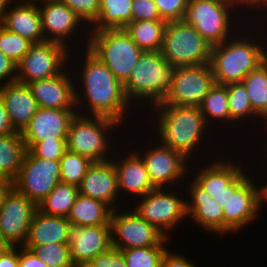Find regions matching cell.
<instances>
[{
	"label": "cell",
	"mask_w": 267,
	"mask_h": 267,
	"mask_svg": "<svg viewBox=\"0 0 267 267\" xmlns=\"http://www.w3.org/2000/svg\"><path fill=\"white\" fill-rule=\"evenodd\" d=\"M59 182V160L35 157L27 150L13 187L38 205Z\"/></svg>",
	"instance_id": "16"
},
{
	"label": "cell",
	"mask_w": 267,
	"mask_h": 267,
	"mask_svg": "<svg viewBox=\"0 0 267 267\" xmlns=\"http://www.w3.org/2000/svg\"><path fill=\"white\" fill-rule=\"evenodd\" d=\"M74 267H94L90 262L87 263H79L74 265Z\"/></svg>",
	"instance_id": "58"
},
{
	"label": "cell",
	"mask_w": 267,
	"mask_h": 267,
	"mask_svg": "<svg viewBox=\"0 0 267 267\" xmlns=\"http://www.w3.org/2000/svg\"><path fill=\"white\" fill-rule=\"evenodd\" d=\"M266 14V15H265ZM261 17H258V18H256V20L255 21H257V23H264V21H266V19H267V9L260 15ZM265 16V17H264ZM262 18V20H260ZM260 20V21H259ZM262 21V22H261Z\"/></svg>",
	"instance_id": "57"
},
{
	"label": "cell",
	"mask_w": 267,
	"mask_h": 267,
	"mask_svg": "<svg viewBox=\"0 0 267 267\" xmlns=\"http://www.w3.org/2000/svg\"><path fill=\"white\" fill-rule=\"evenodd\" d=\"M261 121V122H260ZM259 124H262V125H260V126H262V127H260L259 126ZM261 128V129H259V128ZM264 127V128H263ZM263 129V130H262ZM255 130H258V131H260L261 133H260V135H263L264 137H265V141H266V134H267V110L262 114V116L261 117H259V122H258V126H257V129H255ZM263 132H265V135H264V133L262 134V131Z\"/></svg>",
	"instance_id": "52"
},
{
	"label": "cell",
	"mask_w": 267,
	"mask_h": 267,
	"mask_svg": "<svg viewBox=\"0 0 267 267\" xmlns=\"http://www.w3.org/2000/svg\"><path fill=\"white\" fill-rule=\"evenodd\" d=\"M121 128L124 130L125 127L112 118L76 113L66 136L67 150L85 156L93 162L111 160L115 147L120 146L124 140L123 136L117 134Z\"/></svg>",
	"instance_id": "5"
},
{
	"label": "cell",
	"mask_w": 267,
	"mask_h": 267,
	"mask_svg": "<svg viewBox=\"0 0 267 267\" xmlns=\"http://www.w3.org/2000/svg\"><path fill=\"white\" fill-rule=\"evenodd\" d=\"M76 50L78 53L70 51L68 64L73 69L77 113L112 118L127 130V118L132 119L130 115L134 116V112L130 111L132 105L123 85L88 48Z\"/></svg>",
	"instance_id": "1"
},
{
	"label": "cell",
	"mask_w": 267,
	"mask_h": 267,
	"mask_svg": "<svg viewBox=\"0 0 267 267\" xmlns=\"http://www.w3.org/2000/svg\"><path fill=\"white\" fill-rule=\"evenodd\" d=\"M266 20H267V19H266ZM265 22H267V21H264V24H265ZM266 24H267V23H266ZM265 26H266V27H265ZM262 27H263L262 29L264 30V33H267V30H265V29H267V25H263Z\"/></svg>",
	"instance_id": "62"
},
{
	"label": "cell",
	"mask_w": 267,
	"mask_h": 267,
	"mask_svg": "<svg viewBox=\"0 0 267 267\" xmlns=\"http://www.w3.org/2000/svg\"><path fill=\"white\" fill-rule=\"evenodd\" d=\"M66 4L90 28L99 17L100 0H59Z\"/></svg>",
	"instance_id": "41"
},
{
	"label": "cell",
	"mask_w": 267,
	"mask_h": 267,
	"mask_svg": "<svg viewBox=\"0 0 267 267\" xmlns=\"http://www.w3.org/2000/svg\"><path fill=\"white\" fill-rule=\"evenodd\" d=\"M19 267H47V265L31 250L18 246Z\"/></svg>",
	"instance_id": "47"
},
{
	"label": "cell",
	"mask_w": 267,
	"mask_h": 267,
	"mask_svg": "<svg viewBox=\"0 0 267 267\" xmlns=\"http://www.w3.org/2000/svg\"><path fill=\"white\" fill-rule=\"evenodd\" d=\"M262 183L263 182H261L260 184L261 185V211L264 210V207H266L265 205L267 204V181H265L264 185Z\"/></svg>",
	"instance_id": "53"
},
{
	"label": "cell",
	"mask_w": 267,
	"mask_h": 267,
	"mask_svg": "<svg viewBox=\"0 0 267 267\" xmlns=\"http://www.w3.org/2000/svg\"><path fill=\"white\" fill-rule=\"evenodd\" d=\"M112 211L104 202L78 194L67 218L71 226L110 224Z\"/></svg>",
	"instance_id": "29"
},
{
	"label": "cell",
	"mask_w": 267,
	"mask_h": 267,
	"mask_svg": "<svg viewBox=\"0 0 267 267\" xmlns=\"http://www.w3.org/2000/svg\"><path fill=\"white\" fill-rule=\"evenodd\" d=\"M69 54L70 51L57 42L33 43L17 64L16 81L29 84L35 80L57 76L69 65Z\"/></svg>",
	"instance_id": "15"
},
{
	"label": "cell",
	"mask_w": 267,
	"mask_h": 267,
	"mask_svg": "<svg viewBox=\"0 0 267 267\" xmlns=\"http://www.w3.org/2000/svg\"><path fill=\"white\" fill-rule=\"evenodd\" d=\"M23 246L31 249L47 267H74L70 256L69 243Z\"/></svg>",
	"instance_id": "37"
},
{
	"label": "cell",
	"mask_w": 267,
	"mask_h": 267,
	"mask_svg": "<svg viewBox=\"0 0 267 267\" xmlns=\"http://www.w3.org/2000/svg\"><path fill=\"white\" fill-rule=\"evenodd\" d=\"M0 24L33 43L46 41L41 28L38 3L15 1L3 14Z\"/></svg>",
	"instance_id": "26"
},
{
	"label": "cell",
	"mask_w": 267,
	"mask_h": 267,
	"mask_svg": "<svg viewBox=\"0 0 267 267\" xmlns=\"http://www.w3.org/2000/svg\"><path fill=\"white\" fill-rule=\"evenodd\" d=\"M37 204L14 187L0 206V233L11 246H23L32 223Z\"/></svg>",
	"instance_id": "19"
},
{
	"label": "cell",
	"mask_w": 267,
	"mask_h": 267,
	"mask_svg": "<svg viewBox=\"0 0 267 267\" xmlns=\"http://www.w3.org/2000/svg\"><path fill=\"white\" fill-rule=\"evenodd\" d=\"M18 2H29V3H38L45 0H16Z\"/></svg>",
	"instance_id": "59"
},
{
	"label": "cell",
	"mask_w": 267,
	"mask_h": 267,
	"mask_svg": "<svg viewBox=\"0 0 267 267\" xmlns=\"http://www.w3.org/2000/svg\"><path fill=\"white\" fill-rule=\"evenodd\" d=\"M264 35L267 36V33H264ZM265 61L267 62V37L265 38Z\"/></svg>",
	"instance_id": "61"
},
{
	"label": "cell",
	"mask_w": 267,
	"mask_h": 267,
	"mask_svg": "<svg viewBox=\"0 0 267 267\" xmlns=\"http://www.w3.org/2000/svg\"><path fill=\"white\" fill-rule=\"evenodd\" d=\"M243 9L246 11V12H244L245 16L248 15L247 16L248 21H253L254 19L256 20V18H258V16L260 17V15L267 9V0H250L243 7Z\"/></svg>",
	"instance_id": "48"
},
{
	"label": "cell",
	"mask_w": 267,
	"mask_h": 267,
	"mask_svg": "<svg viewBox=\"0 0 267 267\" xmlns=\"http://www.w3.org/2000/svg\"><path fill=\"white\" fill-rule=\"evenodd\" d=\"M60 162V182L79 186L93 161L77 153L66 151Z\"/></svg>",
	"instance_id": "36"
},
{
	"label": "cell",
	"mask_w": 267,
	"mask_h": 267,
	"mask_svg": "<svg viewBox=\"0 0 267 267\" xmlns=\"http://www.w3.org/2000/svg\"><path fill=\"white\" fill-rule=\"evenodd\" d=\"M0 267H19L18 246H11L0 255Z\"/></svg>",
	"instance_id": "50"
},
{
	"label": "cell",
	"mask_w": 267,
	"mask_h": 267,
	"mask_svg": "<svg viewBox=\"0 0 267 267\" xmlns=\"http://www.w3.org/2000/svg\"><path fill=\"white\" fill-rule=\"evenodd\" d=\"M199 107L207 125L212 130L213 127L215 128L216 123H218L219 125L217 124L216 128L222 127L223 129L220 130H223V135L225 131L226 135H228L225 128L229 126V102L226 85L215 83Z\"/></svg>",
	"instance_id": "30"
},
{
	"label": "cell",
	"mask_w": 267,
	"mask_h": 267,
	"mask_svg": "<svg viewBox=\"0 0 267 267\" xmlns=\"http://www.w3.org/2000/svg\"><path fill=\"white\" fill-rule=\"evenodd\" d=\"M211 47L192 25L180 20L167 22L160 52L175 67L198 66L210 63Z\"/></svg>",
	"instance_id": "11"
},
{
	"label": "cell",
	"mask_w": 267,
	"mask_h": 267,
	"mask_svg": "<svg viewBox=\"0 0 267 267\" xmlns=\"http://www.w3.org/2000/svg\"><path fill=\"white\" fill-rule=\"evenodd\" d=\"M169 246L138 247L121 250L127 267H161Z\"/></svg>",
	"instance_id": "38"
},
{
	"label": "cell",
	"mask_w": 267,
	"mask_h": 267,
	"mask_svg": "<svg viewBox=\"0 0 267 267\" xmlns=\"http://www.w3.org/2000/svg\"><path fill=\"white\" fill-rule=\"evenodd\" d=\"M132 21L162 20L154 0H133Z\"/></svg>",
	"instance_id": "43"
},
{
	"label": "cell",
	"mask_w": 267,
	"mask_h": 267,
	"mask_svg": "<svg viewBox=\"0 0 267 267\" xmlns=\"http://www.w3.org/2000/svg\"><path fill=\"white\" fill-rule=\"evenodd\" d=\"M266 140H267V138H266ZM265 142L267 143V141H265ZM263 146H264V147H263ZM259 147H260V148H258V149H261V147L263 148V150H262V152H263V153H266V152H267V151H266V152L264 151V150H266V149H267V148H266V147H267V144H264V145L262 144V146L260 145ZM266 157H267V153H266V155H265L264 159H266ZM262 161L264 162V163L262 164V165H263V167L261 166L260 168H263V169L265 168V169H266V171H267V168H266V167H267V165H266V164H267V160H265V161H264V160H262ZM264 165H265V166H264Z\"/></svg>",
	"instance_id": "56"
},
{
	"label": "cell",
	"mask_w": 267,
	"mask_h": 267,
	"mask_svg": "<svg viewBox=\"0 0 267 267\" xmlns=\"http://www.w3.org/2000/svg\"><path fill=\"white\" fill-rule=\"evenodd\" d=\"M184 183L187 184L183 186L187 189L185 193L188 195L186 203L188 219L192 220L190 222H194L199 229L202 228L201 232L205 230L215 237L224 236V214L220 204L190 175Z\"/></svg>",
	"instance_id": "20"
},
{
	"label": "cell",
	"mask_w": 267,
	"mask_h": 267,
	"mask_svg": "<svg viewBox=\"0 0 267 267\" xmlns=\"http://www.w3.org/2000/svg\"><path fill=\"white\" fill-rule=\"evenodd\" d=\"M111 247L110 224L71 226L69 249L74 265L90 262Z\"/></svg>",
	"instance_id": "23"
},
{
	"label": "cell",
	"mask_w": 267,
	"mask_h": 267,
	"mask_svg": "<svg viewBox=\"0 0 267 267\" xmlns=\"http://www.w3.org/2000/svg\"><path fill=\"white\" fill-rule=\"evenodd\" d=\"M110 228L112 247L116 249L170 246L171 239L142 219L130 205L112 211Z\"/></svg>",
	"instance_id": "13"
},
{
	"label": "cell",
	"mask_w": 267,
	"mask_h": 267,
	"mask_svg": "<svg viewBox=\"0 0 267 267\" xmlns=\"http://www.w3.org/2000/svg\"><path fill=\"white\" fill-rule=\"evenodd\" d=\"M122 147L125 148L123 149ZM119 149H127V151H122L121 153V150ZM116 150L111 160L114 162V166L117 172L118 191L121 199L124 200L125 198V203H127V205L129 206V203L131 201L133 203V201L146 195L156 187L150 180L144 160L142 159L140 154L135 149H133V147H131V144L129 145L128 143L127 145L125 141H122L120 147H116ZM120 154L122 156H120ZM118 155L119 157H117ZM127 198L128 202L126 200Z\"/></svg>",
	"instance_id": "17"
},
{
	"label": "cell",
	"mask_w": 267,
	"mask_h": 267,
	"mask_svg": "<svg viewBox=\"0 0 267 267\" xmlns=\"http://www.w3.org/2000/svg\"><path fill=\"white\" fill-rule=\"evenodd\" d=\"M78 191L83 196L104 202L113 210L128 206L120 198L117 172L112 160L93 162L78 186Z\"/></svg>",
	"instance_id": "21"
},
{
	"label": "cell",
	"mask_w": 267,
	"mask_h": 267,
	"mask_svg": "<svg viewBox=\"0 0 267 267\" xmlns=\"http://www.w3.org/2000/svg\"><path fill=\"white\" fill-rule=\"evenodd\" d=\"M171 250L168 248L164 253L161 267H197V263L194 264L191 259L187 258V254L185 257L183 253Z\"/></svg>",
	"instance_id": "45"
},
{
	"label": "cell",
	"mask_w": 267,
	"mask_h": 267,
	"mask_svg": "<svg viewBox=\"0 0 267 267\" xmlns=\"http://www.w3.org/2000/svg\"><path fill=\"white\" fill-rule=\"evenodd\" d=\"M176 68L160 51L143 52L129 79L123 84L132 111L140 114L143 111L141 107L147 112V109L161 103L172 87ZM136 106L140 107V111Z\"/></svg>",
	"instance_id": "4"
},
{
	"label": "cell",
	"mask_w": 267,
	"mask_h": 267,
	"mask_svg": "<svg viewBox=\"0 0 267 267\" xmlns=\"http://www.w3.org/2000/svg\"><path fill=\"white\" fill-rule=\"evenodd\" d=\"M18 132L8 114V111L5 107L3 100L0 98V136L9 135Z\"/></svg>",
	"instance_id": "49"
},
{
	"label": "cell",
	"mask_w": 267,
	"mask_h": 267,
	"mask_svg": "<svg viewBox=\"0 0 267 267\" xmlns=\"http://www.w3.org/2000/svg\"><path fill=\"white\" fill-rule=\"evenodd\" d=\"M27 150L35 157L49 160H60L67 151L66 138H54V140H42L38 142H24Z\"/></svg>",
	"instance_id": "40"
},
{
	"label": "cell",
	"mask_w": 267,
	"mask_h": 267,
	"mask_svg": "<svg viewBox=\"0 0 267 267\" xmlns=\"http://www.w3.org/2000/svg\"><path fill=\"white\" fill-rule=\"evenodd\" d=\"M90 263L94 267H127L122 251L113 247L96 256Z\"/></svg>",
	"instance_id": "44"
},
{
	"label": "cell",
	"mask_w": 267,
	"mask_h": 267,
	"mask_svg": "<svg viewBox=\"0 0 267 267\" xmlns=\"http://www.w3.org/2000/svg\"><path fill=\"white\" fill-rule=\"evenodd\" d=\"M68 65L60 74L28 84L38 106L48 109L77 110L75 80Z\"/></svg>",
	"instance_id": "22"
},
{
	"label": "cell",
	"mask_w": 267,
	"mask_h": 267,
	"mask_svg": "<svg viewBox=\"0 0 267 267\" xmlns=\"http://www.w3.org/2000/svg\"><path fill=\"white\" fill-rule=\"evenodd\" d=\"M27 152L21 132L0 136V177L14 181Z\"/></svg>",
	"instance_id": "31"
},
{
	"label": "cell",
	"mask_w": 267,
	"mask_h": 267,
	"mask_svg": "<svg viewBox=\"0 0 267 267\" xmlns=\"http://www.w3.org/2000/svg\"><path fill=\"white\" fill-rule=\"evenodd\" d=\"M38 7L41 17V28L46 41L60 43L71 52H75L76 47L79 50L88 47L89 28L66 4L59 0H45L38 2Z\"/></svg>",
	"instance_id": "12"
},
{
	"label": "cell",
	"mask_w": 267,
	"mask_h": 267,
	"mask_svg": "<svg viewBox=\"0 0 267 267\" xmlns=\"http://www.w3.org/2000/svg\"><path fill=\"white\" fill-rule=\"evenodd\" d=\"M245 169L229 184V197L223 208L224 237L240 233L255 224L261 212V185L254 182L255 172ZM250 174V175H249ZM252 177V178H251Z\"/></svg>",
	"instance_id": "9"
},
{
	"label": "cell",
	"mask_w": 267,
	"mask_h": 267,
	"mask_svg": "<svg viewBox=\"0 0 267 267\" xmlns=\"http://www.w3.org/2000/svg\"><path fill=\"white\" fill-rule=\"evenodd\" d=\"M17 65L0 51V86L16 82Z\"/></svg>",
	"instance_id": "46"
},
{
	"label": "cell",
	"mask_w": 267,
	"mask_h": 267,
	"mask_svg": "<svg viewBox=\"0 0 267 267\" xmlns=\"http://www.w3.org/2000/svg\"><path fill=\"white\" fill-rule=\"evenodd\" d=\"M123 85L143 54L124 29L89 31L87 47Z\"/></svg>",
	"instance_id": "8"
},
{
	"label": "cell",
	"mask_w": 267,
	"mask_h": 267,
	"mask_svg": "<svg viewBox=\"0 0 267 267\" xmlns=\"http://www.w3.org/2000/svg\"><path fill=\"white\" fill-rule=\"evenodd\" d=\"M254 113L261 117L267 110V62L252 70L242 81Z\"/></svg>",
	"instance_id": "35"
},
{
	"label": "cell",
	"mask_w": 267,
	"mask_h": 267,
	"mask_svg": "<svg viewBox=\"0 0 267 267\" xmlns=\"http://www.w3.org/2000/svg\"><path fill=\"white\" fill-rule=\"evenodd\" d=\"M242 7H244L250 0H236Z\"/></svg>",
	"instance_id": "60"
},
{
	"label": "cell",
	"mask_w": 267,
	"mask_h": 267,
	"mask_svg": "<svg viewBox=\"0 0 267 267\" xmlns=\"http://www.w3.org/2000/svg\"><path fill=\"white\" fill-rule=\"evenodd\" d=\"M252 24H255V27ZM262 25L255 20L247 21L230 39L211 47L209 65L215 83L227 85L242 82L252 70L265 61L266 36L261 32Z\"/></svg>",
	"instance_id": "3"
},
{
	"label": "cell",
	"mask_w": 267,
	"mask_h": 267,
	"mask_svg": "<svg viewBox=\"0 0 267 267\" xmlns=\"http://www.w3.org/2000/svg\"><path fill=\"white\" fill-rule=\"evenodd\" d=\"M78 194V186L59 182L56 187L38 203V210L49 216H63L67 218Z\"/></svg>",
	"instance_id": "34"
},
{
	"label": "cell",
	"mask_w": 267,
	"mask_h": 267,
	"mask_svg": "<svg viewBox=\"0 0 267 267\" xmlns=\"http://www.w3.org/2000/svg\"><path fill=\"white\" fill-rule=\"evenodd\" d=\"M13 187V182L7 178L0 177V206L2 205L5 196Z\"/></svg>",
	"instance_id": "51"
},
{
	"label": "cell",
	"mask_w": 267,
	"mask_h": 267,
	"mask_svg": "<svg viewBox=\"0 0 267 267\" xmlns=\"http://www.w3.org/2000/svg\"><path fill=\"white\" fill-rule=\"evenodd\" d=\"M133 0H100L99 17L89 31L123 29L132 22Z\"/></svg>",
	"instance_id": "33"
},
{
	"label": "cell",
	"mask_w": 267,
	"mask_h": 267,
	"mask_svg": "<svg viewBox=\"0 0 267 267\" xmlns=\"http://www.w3.org/2000/svg\"><path fill=\"white\" fill-rule=\"evenodd\" d=\"M16 0H0V19L3 16L4 12L14 4Z\"/></svg>",
	"instance_id": "54"
},
{
	"label": "cell",
	"mask_w": 267,
	"mask_h": 267,
	"mask_svg": "<svg viewBox=\"0 0 267 267\" xmlns=\"http://www.w3.org/2000/svg\"><path fill=\"white\" fill-rule=\"evenodd\" d=\"M0 98L5 104L14 128L22 132L39 108L30 87L17 81L1 85Z\"/></svg>",
	"instance_id": "25"
},
{
	"label": "cell",
	"mask_w": 267,
	"mask_h": 267,
	"mask_svg": "<svg viewBox=\"0 0 267 267\" xmlns=\"http://www.w3.org/2000/svg\"><path fill=\"white\" fill-rule=\"evenodd\" d=\"M214 84L209 64L177 67L172 87L161 103L199 107Z\"/></svg>",
	"instance_id": "18"
},
{
	"label": "cell",
	"mask_w": 267,
	"mask_h": 267,
	"mask_svg": "<svg viewBox=\"0 0 267 267\" xmlns=\"http://www.w3.org/2000/svg\"><path fill=\"white\" fill-rule=\"evenodd\" d=\"M226 88L229 102V127H226V129L229 131L230 129L235 128V131H237V129L239 128V131L241 129L240 127H250L253 124L252 127H250L252 129L249 130L248 133V135L252 134L251 136H253V127H255L254 129H256V126H254V124H257L258 126L259 117L254 113L251 107L250 98L244 84L242 82L230 83L226 85ZM246 123L248 124V126H245L247 125Z\"/></svg>",
	"instance_id": "28"
},
{
	"label": "cell",
	"mask_w": 267,
	"mask_h": 267,
	"mask_svg": "<svg viewBox=\"0 0 267 267\" xmlns=\"http://www.w3.org/2000/svg\"><path fill=\"white\" fill-rule=\"evenodd\" d=\"M183 20L211 46L230 39L248 21L243 7L236 0H189Z\"/></svg>",
	"instance_id": "6"
},
{
	"label": "cell",
	"mask_w": 267,
	"mask_h": 267,
	"mask_svg": "<svg viewBox=\"0 0 267 267\" xmlns=\"http://www.w3.org/2000/svg\"><path fill=\"white\" fill-rule=\"evenodd\" d=\"M147 111L148 112L146 113H151L149 116L153 115L152 117H148L150 119H147V117L145 119L153 122L151 125L148 124L151 127H148L147 129L154 128L150 133H153L155 135L154 137L163 145L182 153L191 162L193 161L194 163V160L199 157L197 155H200L201 152L203 153L201 154L203 156L200 155V161H202L204 158V160H208L220 155L217 149L212 148L214 146L213 142H216L213 139V137H216L214 132L219 133L220 131H218V129H216V131L211 130L200 111V107L175 106L165 103H158ZM211 132L214 133L213 136H211ZM210 138L211 140H209ZM207 147H209V150L211 149L210 151L213 150V152H210ZM205 150H207V152ZM208 152L210 157L208 154H206ZM205 154L206 156H204Z\"/></svg>",
	"instance_id": "2"
},
{
	"label": "cell",
	"mask_w": 267,
	"mask_h": 267,
	"mask_svg": "<svg viewBox=\"0 0 267 267\" xmlns=\"http://www.w3.org/2000/svg\"><path fill=\"white\" fill-rule=\"evenodd\" d=\"M33 42L20 34L5 29L0 24V51L10 58L16 65L29 51Z\"/></svg>",
	"instance_id": "39"
},
{
	"label": "cell",
	"mask_w": 267,
	"mask_h": 267,
	"mask_svg": "<svg viewBox=\"0 0 267 267\" xmlns=\"http://www.w3.org/2000/svg\"><path fill=\"white\" fill-rule=\"evenodd\" d=\"M10 247L11 245L4 239V237L0 233V255L3 254Z\"/></svg>",
	"instance_id": "55"
},
{
	"label": "cell",
	"mask_w": 267,
	"mask_h": 267,
	"mask_svg": "<svg viewBox=\"0 0 267 267\" xmlns=\"http://www.w3.org/2000/svg\"><path fill=\"white\" fill-rule=\"evenodd\" d=\"M77 110L39 107L29 124L21 132L24 142H38L66 138L72 118Z\"/></svg>",
	"instance_id": "24"
},
{
	"label": "cell",
	"mask_w": 267,
	"mask_h": 267,
	"mask_svg": "<svg viewBox=\"0 0 267 267\" xmlns=\"http://www.w3.org/2000/svg\"><path fill=\"white\" fill-rule=\"evenodd\" d=\"M183 189L184 186L175 187V189L174 187L155 188L129 205L142 219L171 238L172 234L176 235L174 229L178 224L186 220L190 221L187 219V195L185 189L184 194L182 193Z\"/></svg>",
	"instance_id": "7"
},
{
	"label": "cell",
	"mask_w": 267,
	"mask_h": 267,
	"mask_svg": "<svg viewBox=\"0 0 267 267\" xmlns=\"http://www.w3.org/2000/svg\"><path fill=\"white\" fill-rule=\"evenodd\" d=\"M71 224L63 216H49L37 210L29 226L24 245L69 243Z\"/></svg>",
	"instance_id": "27"
},
{
	"label": "cell",
	"mask_w": 267,
	"mask_h": 267,
	"mask_svg": "<svg viewBox=\"0 0 267 267\" xmlns=\"http://www.w3.org/2000/svg\"><path fill=\"white\" fill-rule=\"evenodd\" d=\"M166 24L164 20H140L128 23L123 29L144 52L161 51Z\"/></svg>",
	"instance_id": "32"
},
{
	"label": "cell",
	"mask_w": 267,
	"mask_h": 267,
	"mask_svg": "<svg viewBox=\"0 0 267 267\" xmlns=\"http://www.w3.org/2000/svg\"><path fill=\"white\" fill-rule=\"evenodd\" d=\"M216 143L217 144L215 146L217 145L219 146V148L217 149H220L221 152L220 155L214 157V159L211 158L208 159L207 161L203 160L204 162L199 161L197 159L195 161L198 163L195 165L191 162V164L193 165V169L192 165H190V170H192L190 171V174H192L193 171L195 173L193 172V174L190 176H192V178L201 187H203L205 191L208 192L212 196V198L215 199L220 204L221 208L223 209L225 202L229 197V184L244 170L243 167L245 166L248 167L249 164L248 162L247 163L245 162V165H243L244 163L242 162H244L243 161L244 157L242 156V154L241 156L238 155V157L235 160L234 158L236 155L233 156L231 149H228L227 153V151L221 149V146L218 144V141ZM228 156L232 157L229 158ZM201 163L203 164L199 165ZM195 166H197L196 169L194 168Z\"/></svg>",
	"instance_id": "14"
},
{
	"label": "cell",
	"mask_w": 267,
	"mask_h": 267,
	"mask_svg": "<svg viewBox=\"0 0 267 267\" xmlns=\"http://www.w3.org/2000/svg\"><path fill=\"white\" fill-rule=\"evenodd\" d=\"M148 135L149 132L146 137L148 141L144 138V144L147 142L146 145L136 144L135 146L133 140L129 143L132 144V147H134L144 160L152 184L156 188H175L182 186L187 176L190 175L189 166L191 165V161L182 153L163 145L159 140L154 138L153 134L149 135L150 138Z\"/></svg>",
	"instance_id": "10"
},
{
	"label": "cell",
	"mask_w": 267,
	"mask_h": 267,
	"mask_svg": "<svg viewBox=\"0 0 267 267\" xmlns=\"http://www.w3.org/2000/svg\"><path fill=\"white\" fill-rule=\"evenodd\" d=\"M189 0H154L160 17L166 22L183 20Z\"/></svg>",
	"instance_id": "42"
}]
</instances>
